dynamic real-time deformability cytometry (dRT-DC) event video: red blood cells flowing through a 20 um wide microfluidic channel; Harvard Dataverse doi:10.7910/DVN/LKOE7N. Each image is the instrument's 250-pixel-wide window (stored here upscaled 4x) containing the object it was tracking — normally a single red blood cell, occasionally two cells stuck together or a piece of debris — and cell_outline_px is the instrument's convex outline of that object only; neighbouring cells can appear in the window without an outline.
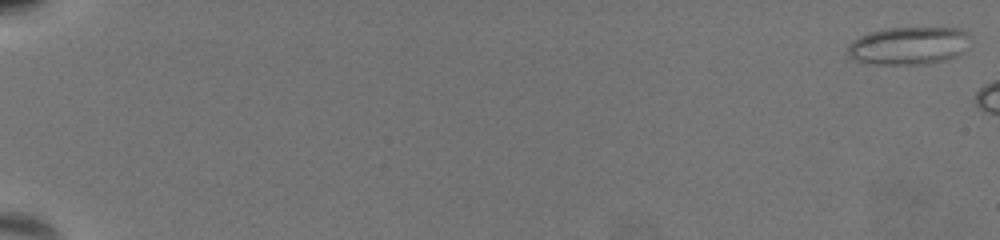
{"species": "common noctule bat (a hibernating species)", "species_latin": "Nyctalus noctula", "temperature_condition": "warm", "stored_images_in_passage": 10, "camera_frame_rate_fps": 3000, "um_per_image_px": 0.085, "animal": {"sex": "female", "body_mass_g": 19.5, "forearm_length_mm": 54.1}, "frame": {"image": 1, "passage_image": 1, "time_ms": 0.0, "image_size_px": [1000, 240], "cell_outline_px": [[972, 36], [956, 56], [944, 60], [924, 64], [872, 64], [856, 60], [848, 56], [848, 48], [852, 40], [868, 32], [888, 28], [960, 28], [968, 32]], "centroid_in_image_um": [77.21, 3.87], "position_along_channel_um": 7.8, "area_um2": 26.82}}